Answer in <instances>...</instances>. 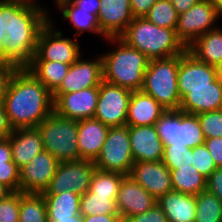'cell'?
I'll list each match as a JSON object with an SVG mask.
<instances>
[{"label":"cell","instance_id":"1","mask_svg":"<svg viewBox=\"0 0 222 222\" xmlns=\"http://www.w3.org/2000/svg\"><path fill=\"white\" fill-rule=\"evenodd\" d=\"M2 101L13 129L36 128L54 112L53 94L26 67L13 74Z\"/></svg>","mask_w":222,"mask_h":222},{"label":"cell","instance_id":"2","mask_svg":"<svg viewBox=\"0 0 222 222\" xmlns=\"http://www.w3.org/2000/svg\"><path fill=\"white\" fill-rule=\"evenodd\" d=\"M47 12L40 5L11 3V24L3 43V61L19 68L26 67L32 61L39 33L51 19Z\"/></svg>","mask_w":222,"mask_h":222},{"label":"cell","instance_id":"3","mask_svg":"<svg viewBox=\"0 0 222 222\" xmlns=\"http://www.w3.org/2000/svg\"><path fill=\"white\" fill-rule=\"evenodd\" d=\"M117 43V50L102 54L103 80L130 91L141 90L149 58L129 46L120 37L106 38Z\"/></svg>","mask_w":222,"mask_h":222},{"label":"cell","instance_id":"4","mask_svg":"<svg viewBox=\"0 0 222 222\" xmlns=\"http://www.w3.org/2000/svg\"><path fill=\"white\" fill-rule=\"evenodd\" d=\"M120 38L150 60L181 55L187 49L175 29L159 27L146 17L133 18Z\"/></svg>","mask_w":222,"mask_h":222},{"label":"cell","instance_id":"5","mask_svg":"<svg viewBox=\"0 0 222 222\" xmlns=\"http://www.w3.org/2000/svg\"><path fill=\"white\" fill-rule=\"evenodd\" d=\"M179 55L149 60L142 91L153 97L166 110H179Z\"/></svg>","mask_w":222,"mask_h":222},{"label":"cell","instance_id":"6","mask_svg":"<svg viewBox=\"0 0 222 222\" xmlns=\"http://www.w3.org/2000/svg\"><path fill=\"white\" fill-rule=\"evenodd\" d=\"M45 151L59 162L80 160L78 148V121L51 113L36 127Z\"/></svg>","mask_w":222,"mask_h":222},{"label":"cell","instance_id":"7","mask_svg":"<svg viewBox=\"0 0 222 222\" xmlns=\"http://www.w3.org/2000/svg\"><path fill=\"white\" fill-rule=\"evenodd\" d=\"M156 130L164 144L194 148L205 143V137L196 114L167 110L156 122Z\"/></svg>","mask_w":222,"mask_h":222},{"label":"cell","instance_id":"8","mask_svg":"<svg viewBox=\"0 0 222 222\" xmlns=\"http://www.w3.org/2000/svg\"><path fill=\"white\" fill-rule=\"evenodd\" d=\"M96 169L130 175L134 164L129 126L110 127L99 156Z\"/></svg>","mask_w":222,"mask_h":222},{"label":"cell","instance_id":"9","mask_svg":"<svg viewBox=\"0 0 222 222\" xmlns=\"http://www.w3.org/2000/svg\"><path fill=\"white\" fill-rule=\"evenodd\" d=\"M76 38H63L62 32L55 31L53 22L49 20L39 33L32 61H54L72 65L81 58V49Z\"/></svg>","mask_w":222,"mask_h":222},{"label":"cell","instance_id":"10","mask_svg":"<svg viewBox=\"0 0 222 222\" xmlns=\"http://www.w3.org/2000/svg\"><path fill=\"white\" fill-rule=\"evenodd\" d=\"M98 88L99 96L93 118L108 127L125 126L132 91L104 80L100 82Z\"/></svg>","mask_w":222,"mask_h":222},{"label":"cell","instance_id":"11","mask_svg":"<svg viewBox=\"0 0 222 222\" xmlns=\"http://www.w3.org/2000/svg\"><path fill=\"white\" fill-rule=\"evenodd\" d=\"M95 169L94 161L90 160L60 162L49 187L42 194H59L64 191L84 194L89 191Z\"/></svg>","mask_w":222,"mask_h":222},{"label":"cell","instance_id":"12","mask_svg":"<svg viewBox=\"0 0 222 222\" xmlns=\"http://www.w3.org/2000/svg\"><path fill=\"white\" fill-rule=\"evenodd\" d=\"M221 17L214 6L207 0H200L188 11L178 16L176 34L178 39L187 48L197 38L213 30L215 22ZM215 25V27H213Z\"/></svg>","mask_w":222,"mask_h":222},{"label":"cell","instance_id":"13","mask_svg":"<svg viewBox=\"0 0 222 222\" xmlns=\"http://www.w3.org/2000/svg\"><path fill=\"white\" fill-rule=\"evenodd\" d=\"M59 161L48 151L37 154L20 169V191L23 193H43L50 185Z\"/></svg>","mask_w":222,"mask_h":222},{"label":"cell","instance_id":"14","mask_svg":"<svg viewBox=\"0 0 222 222\" xmlns=\"http://www.w3.org/2000/svg\"><path fill=\"white\" fill-rule=\"evenodd\" d=\"M178 89L182 99L187 89L209 88L217 77V67L198 60L187 49L179 55Z\"/></svg>","mask_w":222,"mask_h":222},{"label":"cell","instance_id":"15","mask_svg":"<svg viewBox=\"0 0 222 222\" xmlns=\"http://www.w3.org/2000/svg\"><path fill=\"white\" fill-rule=\"evenodd\" d=\"M97 60L78 59L70 65L67 75L61 82V85L52 93L55 101L61 94H68L92 87H99L103 80L102 56Z\"/></svg>","mask_w":222,"mask_h":222},{"label":"cell","instance_id":"16","mask_svg":"<svg viewBox=\"0 0 222 222\" xmlns=\"http://www.w3.org/2000/svg\"><path fill=\"white\" fill-rule=\"evenodd\" d=\"M156 204L157 200L131 175L123 176L116 200L121 222H126L132 216L147 212Z\"/></svg>","mask_w":222,"mask_h":222},{"label":"cell","instance_id":"17","mask_svg":"<svg viewBox=\"0 0 222 222\" xmlns=\"http://www.w3.org/2000/svg\"><path fill=\"white\" fill-rule=\"evenodd\" d=\"M98 96V87L61 94L54 101V112L60 117L76 121L93 118L97 107Z\"/></svg>","mask_w":222,"mask_h":222},{"label":"cell","instance_id":"18","mask_svg":"<svg viewBox=\"0 0 222 222\" xmlns=\"http://www.w3.org/2000/svg\"><path fill=\"white\" fill-rule=\"evenodd\" d=\"M130 175L156 200L173 190L171 171L162 161L134 162Z\"/></svg>","mask_w":222,"mask_h":222},{"label":"cell","instance_id":"19","mask_svg":"<svg viewBox=\"0 0 222 222\" xmlns=\"http://www.w3.org/2000/svg\"><path fill=\"white\" fill-rule=\"evenodd\" d=\"M97 20L106 38L120 37L134 18L130 0H100Z\"/></svg>","mask_w":222,"mask_h":222},{"label":"cell","instance_id":"20","mask_svg":"<svg viewBox=\"0 0 222 222\" xmlns=\"http://www.w3.org/2000/svg\"><path fill=\"white\" fill-rule=\"evenodd\" d=\"M129 138L134 162L162 161L164 142L155 125L129 126Z\"/></svg>","mask_w":222,"mask_h":222},{"label":"cell","instance_id":"21","mask_svg":"<svg viewBox=\"0 0 222 222\" xmlns=\"http://www.w3.org/2000/svg\"><path fill=\"white\" fill-rule=\"evenodd\" d=\"M110 127L100 120L88 118L78 121L80 160L95 161L99 156Z\"/></svg>","mask_w":222,"mask_h":222},{"label":"cell","instance_id":"22","mask_svg":"<svg viewBox=\"0 0 222 222\" xmlns=\"http://www.w3.org/2000/svg\"><path fill=\"white\" fill-rule=\"evenodd\" d=\"M219 109H222V84L218 78L209 88L187 89L179 106L180 111L196 115Z\"/></svg>","mask_w":222,"mask_h":222},{"label":"cell","instance_id":"23","mask_svg":"<svg viewBox=\"0 0 222 222\" xmlns=\"http://www.w3.org/2000/svg\"><path fill=\"white\" fill-rule=\"evenodd\" d=\"M166 111L153 97L142 90L133 91L128 104L126 125H155Z\"/></svg>","mask_w":222,"mask_h":222},{"label":"cell","instance_id":"24","mask_svg":"<svg viewBox=\"0 0 222 222\" xmlns=\"http://www.w3.org/2000/svg\"><path fill=\"white\" fill-rule=\"evenodd\" d=\"M12 149V159L19 169L44 150L42 138L37 128L13 129L8 137Z\"/></svg>","mask_w":222,"mask_h":222},{"label":"cell","instance_id":"25","mask_svg":"<svg viewBox=\"0 0 222 222\" xmlns=\"http://www.w3.org/2000/svg\"><path fill=\"white\" fill-rule=\"evenodd\" d=\"M48 222H83L80 214L81 195L73 191L43 194Z\"/></svg>","mask_w":222,"mask_h":222},{"label":"cell","instance_id":"26","mask_svg":"<svg viewBox=\"0 0 222 222\" xmlns=\"http://www.w3.org/2000/svg\"><path fill=\"white\" fill-rule=\"evenodd\" d=\"M157 204L167 216L168 222H194L196 215V195L177 191L167 192L157 200Z\"/></svg>","mask_w":222,"mask_h":222},{"label":"cell","instance_id":"27","mask_svg":"<svg viewBox=\"0 0 222 222\" xmlns=\"http://www.w3.org/2000/svg\"><path fill=\"white\" fill-rule=\"evenodd\" d=\"M187 50L198 60L218 67L222 64V29L217 27L197 38Z\"/></svg>","mask_w":222,"mask_h":222},{"label":"cell","instance_id":"28","mask_svg":"<svg viewBox=\"0 0 222 222\" xmlns=\"http://www.w3.org/2000/svg\"><path fill=\"white\" fill-rule=\"evenodd\" d=\"M58 9L62 11L64 19H67L76 29L75 36L91 31L93 34H99L106 38L98 24L97 16L87 13V11L79 8L72 0H57L55 1Z\"/></svg>","mask_w":222,"mask_h":222},{"label":"cell","instance_id":"29","mask_svg":"<svg viewBox=\"0 0 222 222\" xmlns=\"http://www.w3.org/2000/svg\"><path fill=\"white\" fill-rule=\"evenodd\" d=\"M26 68L53 93L61 85L70 65L54 61H31Z\"/></svg>","mask_w":222,"mask_h":222},{"label":"cell","instance_id":"30","mask_svg":"<svg viewBox=\"0 0 222 222\" xmlns=\"http://www.w3.org/2000/svg\"><path fill=\"white\" fill-rule=\"evenodd\" d=\"M173 191L184 194L198 195L206 190L207 178L193 166H179V169H169Z\"/></svg>","mask_w":222,"mask_h":222},{"label":"cell","instance_id":"31","mask_svg":"<svg viewBox=\"0 0 222 222\" xmlns=\"http://www.w3.org/2000/svg\"><path fill=\"white\" fill-rule=\"evenodd\" d=\"M19 222H48L45 199L42 193L21 192Z\"/></svg>","mask_w":222,"mask_h":222},{"label":"cell","instance_id":"32","mask_svg":"<svg viewBox=\"0 0 222 222\" xmlns=\"http://www.w3.org/2000/svg\"><path fill=\"white\" fill-rule=\"evenodd\" d=\"M80 214L82 216L119 214L116 206V200L111 195H96L87 191L81 194Z\"/></svg>","mask_w":222,"mask_h":222},{"label":"cell","instance_id":"33","mask_svg":"<svg viewBox=\"0 0 222 222\" xmlns=\"http://www.w3.org/2000/svg\"><path fill=\"white\" fill-rule=\"evenodd\" d=\"M194 222H222V201L207 190L201 191L196 195Z\"/></svg>","mask_w":222,"mask_h":222},{"label":"cell","instance_id":"34","mask_svg":"<svg viewBox=\"0 0 222 222\" xmlns=\"http://www.w3.org/2000/svg\"><path fill=\"white\" fill-rule=\"evenodd\" d=\"M124 174L95 169L89 186V192L96 195H111L117 200L118 191Z\"/></svg>","mask_w":222,"mask_h":222},{"label":"cell","instance_id":"35","mask_svg":"<svg viewBox=\"0 0 222 222\" xmlns=\"http://www.w3.org/2000/svg\"><path fill=\"white\" fill-rule=\"evenodd\" d=\"M178 16L169 0H157L145 17L159 27L176 30Z\"/></svg>","mask_w":222,"mask_h":222},{"label":"cell","instance_id":"36","mask_svg":"<svg viewBox=\"0 0 222 222\" xmlns=\"http://www.w3.org/2000/svg\"><path fill=\"white\" fill-rule=\"evenodd\" d=\"M192 148L178 147L176 144H164L162 162L168 169H179V166L192 165Z\"/></svg>","mask_w":222,"mask_h":222},{"label":"cell","instance_id":"37","mask_svg":"<svg viewBox=\"0 0 222 222\" xmlns=\"http://www.w3.org/2000/svg\"><path fill=\"white\" fill-rule=\"evenodd\" d=\"M205 139L222 137V109L197 114Z\"/></svg>","mask_w":222,"mask_h":222},{"label":"cell","instance_id":"38","mask_svg":"<svg viewBox=\"0 0 222 222\" xmlns=\"http://www.w3.org/2000/svg\"><path fill=\"white\" fill-rule=\"evenodd\" d=\"M191 160L192 165L206 178L217 168L205 144L192 148Z\"/></svg>","mask_w":222,"mask_h":222},{"label":"cell","instance_id":"39","mask_svg":"<svg viewBox=\"0 0 222 222\" xmlns=\"http://www.w3.org/2000/svg\"><path fill=\"white\" fill-rule=\"evenodd\" d=\"M20 192H11L0 200V222H19Z\"/></svg>","mask_w":222,"mask_h":222},{"label":"cell","instance_id":"40","mask_svg":"<svg viewBox=\"0 0 222 222\" xmlns=\"http://www.w3.org/2000/svg\"><path fill=\"white\" fill-rule=\"evenodd\" d=\"M0 184L11 192H20V169L14 162L0 164Z\"/></svg>","mask_w":222,"mask_h":222},{"label":"cell","instance_id":"41","mask_svg":"<svg viewBox=\"0 0 222 222\" xmlns=\"http://www.w3.org/2000/svg\"><path fill=\"white\" fill-rule=\"evenodd\" d=\"M19 67L13 63L0 60V101L3 100L13 74Z\"/></svg>","mask_w":222,"mask_h":222},{"label":"cell","instance_id":"42","mask_svg":"<svg viewBox=\"0 0 222 222\" xmlns=\"http://www.w3.org/2000/svg\"><path fill=\"white\" fill-rule=\"evenodd\" d=\"M126 222H168V220L163 210L156 204L147 212L132 216Z\"/></svg>","mask_w":222,"mask_h":222},{"label":"cell","instance_id":"43","mask_svg":"<svg viewBox=\"0 0 222 222\" xmlns=\"http://www.w3.org/2000/svg\"><path fill=\"white\" fill-rule=\"evenodd\" d=\"M206 190L222 201V167L216 168L207 178Z\"/></svg>","mask_w":222,"mask_h":222},{"label":"cell","instance_id":"44","mask_svg":"<svg viewBox=\"0 0 222 222\" xmlns=\"http://www.w3.org/2000/svg\"><path fill=\"white\" fill-rule=\"evenodd\" d=\"M204 144L210 152L216 167H222V137L205 139Z\"/></svg>","mask_w":222,"mask_h":222},{"label":"cell","instance_id":"45","mask_svg":"<svg viewBox=\"0 0 222 222\" xmlns=\"http://www.w3.org/2000/svg\"><path fill=\"white\" fill-rule=\"evenodd\" d=\"M156 1L157 0H130L133 17H145Z\"/></svg>","mask_w":222,"mask_h":222},{"label":"cell","instance_id":"46","mask_svg":"<svg viewBox=\"0 0 222 222\" xmlns=\"http://www.w3.org/2000/svg\"><path fill=\"white\" fill-rule=\"evenodd\" d=\"M12 132L13 128L9 123L3 101H0V139L8 138Z\"/></svg>","mask_w":222,"mask_h":222},{"label":"cell","instance_id":"47","mask_svg":"<svg viewBox=\"0 0 222 222\" xmlns=\"http://www.w3.org/2000/svg\"><path fill=\"white\" fill-rule=\"evenodd\" d=\"M79 8L87 11V13L98 15L101 7L100 0H72Z\"/></svg>","mask_w":222,"mask_h":222},{"label":"cell","instance_id":"48","mask_svg":"<svg viewBox=\"0 0 222 222\" xmlns=\"http://www.w3.org/2000/svg\"><path fill=\"white\" fill-rule=\"evenodd\" d=\"M13 162L12 149L8 138L0 139V164Z\"/></svg>","mask_w":222,"mask_h":222},{"label":"cell","instance_id":"49","mask_svg":"<svg viewBox=\"0 0 222 222\" xmlns=\"http://www.w3.org/2000/svg\"><path fill=\"white\" fill-rule=\"evenodd\" d=\"M83 222H121L119 214L83 216Z\"/></svg>","mask_w":222,"mask_h":222},{"label":"cell","instance_id":"50","mask_svg":"<svg viewBox=\"0 0 222 222\" xmlns=\"http://www.w3.org/2000/svg\"><path fill=\"white\" fill-rule=\"evenodd\" d=\"M175 8L178 15L188 11L193 5L200 0H169Z\"/></svg>","mask_w":222,"mask_h":222},{"label":"cell","instance_id":"51","mask_svg":"<svg viewBox=\"0 0 222 222\" xmlns=\"http://www.w3.org/2000/svg\"><path fill=\"white\" fill-rule=\"evenodd\" d=\"M3 23L6 33L10 31L11 24V2H3Z\"/></svg>","mask_w":222,"mask_h":222},{"label":"cell","instance_id":"52","mask_svg":"<svg viewBox=\"0 0 222 222\" xmlns=\"http://www.w3.org/2000/svg\"><path fill=\"white\" fill-rule=\"evenodd\" d=\"M6 37L3 23V1H0V60H2L3 43Z\"/></svg>","mask_w":222,"mask_h":222},{"label":"cell","instance_id":"53","mask_svg":"<svg viewBox=\"0 0 222 222\" xmlns=\"http://www.w3.org/2000/svg\"><path fill=\"white\" fill-rule=\"evenodd\" d=\"M0 1L18 3V4H23L26 6L38 5V4H36L37 2H35L36 0H0Z\"/></svg>","mask_w":222,"mask_h":222},{"label":"cell","instance_id":"54","mask_svg":"<svg viewBox=\"0 0 222 222\" xmlns=\"http://www.w3.org/2000/svg\"><path fill=\"white\" fill-rule=\"evenodd\" d=\"M218 12L220 16H222V0H207Z\"/></svg>","mask_w":222,"mask_h":222},{"label":"cell","instance_id":"55","mask_svg":"<svg viewBox=\"0 0 222 222\" xmlns=\"http://www.w3.org/2000/svg\"><path fill=\"white\" fill-rule=\"evenodd\" d=\"M10 193H11V191L7 187H5L4 185L0 184V200L4 199Z\"/></svg>","mask_w":222,"mask_h":222},{"label":"cell","instance_id":"56","mask_svg":"<svg viewBox=\"0 0 222 222\" xmlns=\"http://www.w3.org/2000/svg\"><path fill=\"white\" fill-rule=\"evenodd\" d=\"M217 77L222 84V64L217 67Z\"/></svg>","mask_w":222,"mask_h":222}]
</instances>
